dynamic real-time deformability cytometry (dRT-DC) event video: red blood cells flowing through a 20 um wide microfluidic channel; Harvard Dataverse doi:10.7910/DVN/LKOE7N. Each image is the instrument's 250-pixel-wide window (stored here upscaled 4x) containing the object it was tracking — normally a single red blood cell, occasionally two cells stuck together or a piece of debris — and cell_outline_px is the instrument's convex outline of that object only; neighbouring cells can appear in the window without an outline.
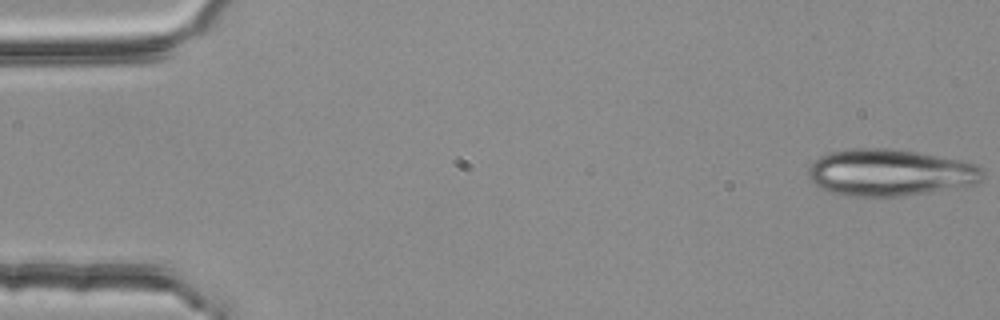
{"species": "common noctule bat (a hibernating species)", "species_latin": "Nyctalus noctula", "temperature_condition": "room temperature", "stored_images_in_passage": 4, "camera_frame_rate_fps": 3000, "um_per_image_px": 0.085, "animal": {"sex": "female", "body_mass_g": 25.1}, "frame": {"image": 1, "passage_image": 1, "time_ms": 0.0, "image_size_px": [1000, 320], "cell_outline_px": [[984, 176], [976, 184], [964, 188], [904, 196], [844, 196], [820, 188], [808, 176], [808, 168], [820, 156], [832, 152], [852, 148], [888, 148], [916, 152], [964, 160], [976, 164], [984, 172]], "centroid_in_image_um": [75.72, 14.68], "position_along_channel_um": 9.3, "area_um2": 48.03}}